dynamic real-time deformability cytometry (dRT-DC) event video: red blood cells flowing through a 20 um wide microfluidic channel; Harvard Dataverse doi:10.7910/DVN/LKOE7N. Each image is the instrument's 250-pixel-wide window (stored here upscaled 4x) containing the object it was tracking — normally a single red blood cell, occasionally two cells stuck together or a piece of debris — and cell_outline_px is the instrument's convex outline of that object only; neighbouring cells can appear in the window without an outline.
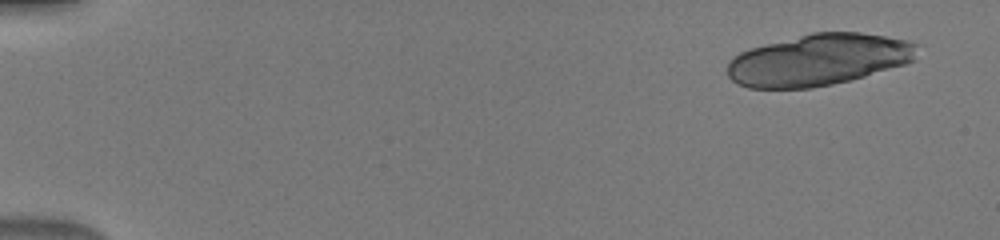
{"species": "human", "species_latin": "Homo sapiens", "temperature_condition": "warm", "stored_images_in_passage": 17, "camera_frame_rate_fps": 3000, "um_per_image_px": 0.085, "donor": {"sex": "male"}, "frame": {"image": 1, "passage_image": 1, "time_ms": 0.0, "image_size_px": [1000, 240], "cell_outline_px": [[920, 44], [916, 60], [904, 64], [864, 76], [832, 84], [812, 88], [748, 88], [736, 84], [728, 76], [728, 60], [740, 52], [764, 44], [812, 32], [860, 32], [908, 40]], "centroid_in_image_um": [69.6, 5.08], "position_along_channel_um": 15.4, "area_um2": 57.22}}